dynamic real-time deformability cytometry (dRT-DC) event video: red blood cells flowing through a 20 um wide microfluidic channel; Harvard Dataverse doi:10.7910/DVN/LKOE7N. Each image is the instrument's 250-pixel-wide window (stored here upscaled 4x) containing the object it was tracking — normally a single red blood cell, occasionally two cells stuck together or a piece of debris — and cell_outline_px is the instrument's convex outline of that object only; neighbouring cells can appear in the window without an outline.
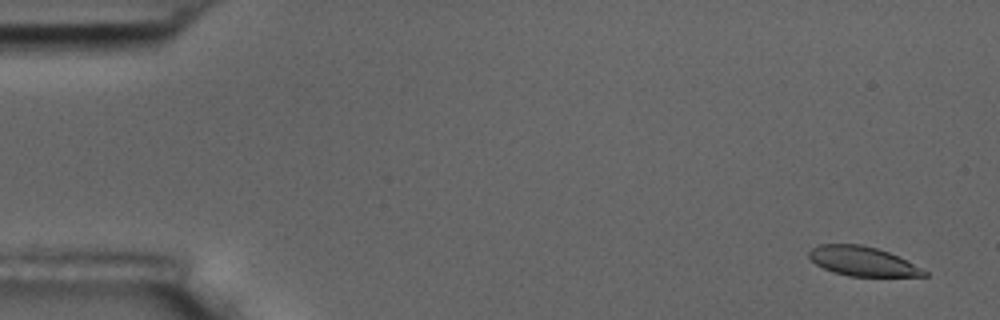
{"species": "common noctule bat (a hibernating species)", "species_latin": "Nyctalus noctula", "temperature_condition": "room temperature", "stored_images_in_passage": 5, "camera_frame_rate_fps": 3000, "um_per_image_px": 0.085, "animal": {"sex": "male", "body_mass_g": 17.5, "forearm_length_mm": 52.3}, "frame": {"image": 1, "passage_image": 1, "time_ms": 0.0, "image_size_px": [1000, 320], "cell_outline_px": [[928, 276], [848, 276], [832, 272], [816, 264], [808, 256], [808, 252], [812, 248], [820, 244], [860, 244], [876, 248], [888, 252], [928, 272]], "centroid_in_image_um": [73.26, 22.21], "position_along_channel_um": 11.7, "area_um2": 19.42}}
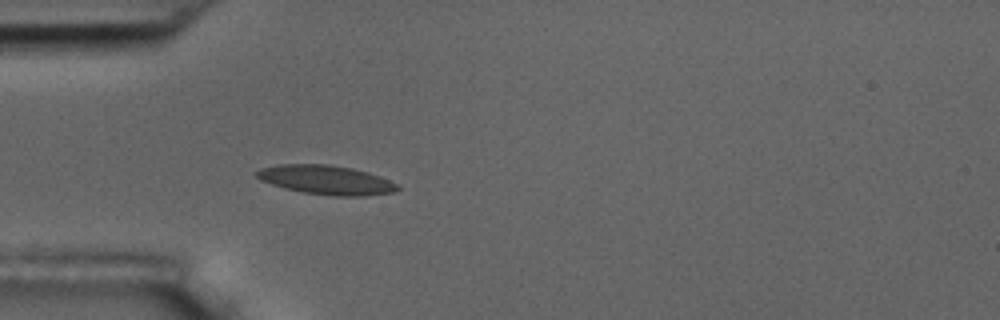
{"frame": {"image": 2, "passage_image": 5, "time_ms": 4.667, "image_size_px": [1000, 320], "cell_outline_px": [[400, 188], [396, 192], [364, 196], [336, 196], [304, 192], [284, 188], [260, 180], [252, 172], [260, 168], [280, 164], [328, 164], [352, 168], [368, 172], [388, 180], [396, 184]], "centroid_in_image_um": [27.69, 15.29], "position_along_channel_um": 57.3, "area_um2": 23.93}}